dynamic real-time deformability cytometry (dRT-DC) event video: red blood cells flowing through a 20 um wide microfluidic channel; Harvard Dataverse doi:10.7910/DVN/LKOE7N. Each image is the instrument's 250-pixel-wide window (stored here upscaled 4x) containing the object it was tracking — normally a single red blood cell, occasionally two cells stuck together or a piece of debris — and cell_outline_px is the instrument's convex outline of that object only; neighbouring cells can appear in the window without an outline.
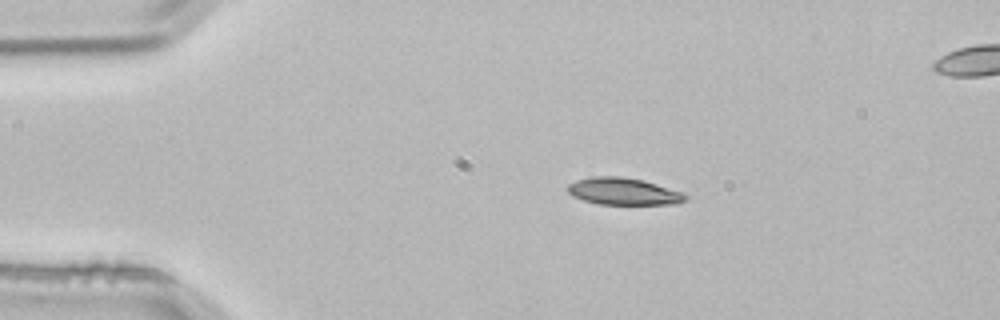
{"species": "common noctule bat (a hibernating species)", "species_latin": "Nyctalus noctula", "temperature_condition": "room temperature", "stored_images_in_passage": 3, "segment_of_instrument_passage": [1, 2], "camera_frame_rate_fps": 3000, "um_per_image_px": 0.085, "animal": {"sex": "male", "body_mass_g": 21.5, "forearm_length_mm": 52.0}, "frame": {"image": 1, "passage_image": 1, "time_ms": 0.0, "image_size_px": [1000, 320], "cell_outline_px": [[688, 196], [684, 200], [676, 204], [600, 204], [584, 200], [572, 196], [568, 192], [568, 184], [576, 180], [588, 176], [620, 176], [644, 180], [684, 192]], "centroid_in_image_um": [52.99, 16.25], "position_along_channel_um": 32.0, "area_um2": 18.67}}